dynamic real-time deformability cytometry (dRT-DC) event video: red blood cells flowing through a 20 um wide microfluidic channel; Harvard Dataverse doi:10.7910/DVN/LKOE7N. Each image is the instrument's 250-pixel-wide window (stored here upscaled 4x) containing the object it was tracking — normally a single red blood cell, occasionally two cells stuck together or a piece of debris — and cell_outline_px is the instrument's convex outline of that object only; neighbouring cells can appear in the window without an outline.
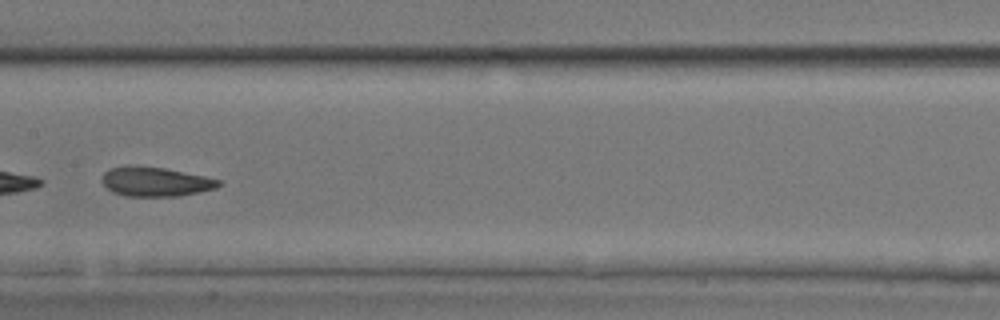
{"species": "common noctule bat (a hibernating species)", "species_latin": "Nyctalus noctula", "temperature_condition": "room temperature", "stored_images_in_passage": 33, "camera_frame_rate_fps": 3000, "um_per_image_px": 0.085, "animal": {"sex": "male", "body_mass_g": 17.9, "forearm_length_mm": 54.2}, "frame": {"image": 1, "passage_image": 10, "time_ms": 3.0, "image_size_px": [1000, 320], "cell_outline_px": [[220, 184], [216, 188], [176, 196], [124, 196], [112, 192], [100, 180], [104, 172], [112, 168], [132, 164], [164, 168], [204, 176], [220, 180]], "centroid_in_image_um": [13.15, 15.43], "position_along_channel_um": 194.2, "area_um2": 19.88}, "authors_computed_cell_mechanics": {"area_um2": 20.2878, "velocity_mm_per_s": 4.047, "shape_relaxation_time_tau1_ms": null, "shape_relaxation_time_tau2_ms": 2.1839, "deformation_change_tau1": null, "deformation_change_tau2": 0.0853}}